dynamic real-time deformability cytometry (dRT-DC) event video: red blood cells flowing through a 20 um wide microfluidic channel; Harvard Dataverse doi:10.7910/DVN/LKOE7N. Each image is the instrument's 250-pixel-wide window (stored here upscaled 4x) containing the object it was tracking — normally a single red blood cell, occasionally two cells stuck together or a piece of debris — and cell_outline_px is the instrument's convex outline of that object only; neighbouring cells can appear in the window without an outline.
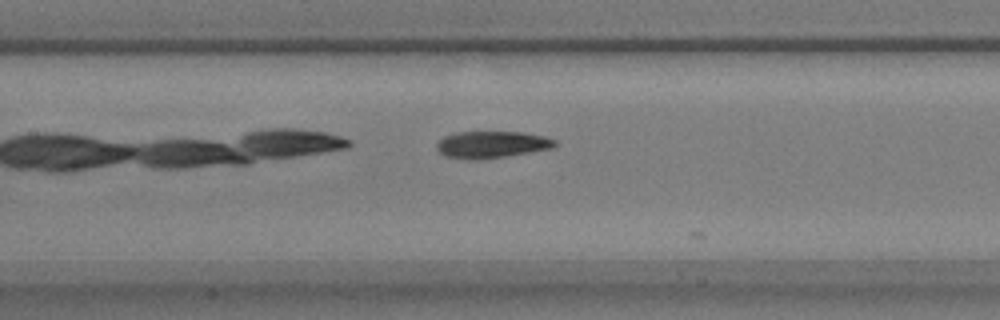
{"species": "common noctule bat (a hibernating species)", "species_latin": "Nyctalus noctula", "temperature_condition": "warm", "stored_images_in_passage": 17, "camera_frame_rate_fps": 3000, "um_per_image_px": 0.085, "animal": {"sex": "male", "body_mass_g": 17.9}, "frame": {"image": 1, "passage_image": 14, "time_ms": 4.333, "image_size_px": [1000, 320], "cell_outline_px": [[556, 144], [552, 148], [504, 156], [476, 160], [468, 160], [444, 156], [436, 148], [436, 144], [444, 136], [456, 132], [524, 132], [544, 136], [556, 140]], "centroid_in_image_um": [41.76, 12.28], "position_along_channel_um": 165.6, "area_um2": 18.44}}